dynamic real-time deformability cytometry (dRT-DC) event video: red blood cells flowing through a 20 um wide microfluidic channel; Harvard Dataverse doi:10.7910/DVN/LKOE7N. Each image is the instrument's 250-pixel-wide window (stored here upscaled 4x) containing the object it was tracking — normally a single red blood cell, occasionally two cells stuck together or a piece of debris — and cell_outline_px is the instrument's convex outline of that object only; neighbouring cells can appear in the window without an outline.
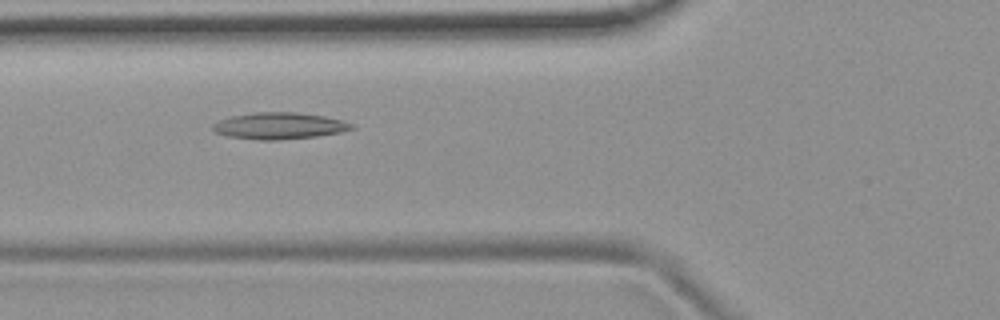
{"species": "common noctule bat (a hibernating species)", "species_latin": "Nyctalus noctula", "temperature_condition": "room temperature", "stored_images_in_passage": 54, "camera_frame_rate_fps": 3000, "um_per_image_px": 0.085, "animal": {"sex": "female", "body_mass_g": 19.9}, "frame": {"image": 1, "passage_image": 20, "time_ms": 6.333, "image_size_px": [1000, 320], "cell_outline_px": [[356, 128], [340, 132], [316, 136], [272, 140], [260, 140], [228, 136], [216, 132], [212, 128], [212, 124], [220, 120], [232, 116], [256, 112], [296, 112], [324, 116], [340, 120], [352, 124]], "centroid_in_image_um": [23.73, 10.69], "position_along_channel_um": 102.1, "area_um2": 21.21}}
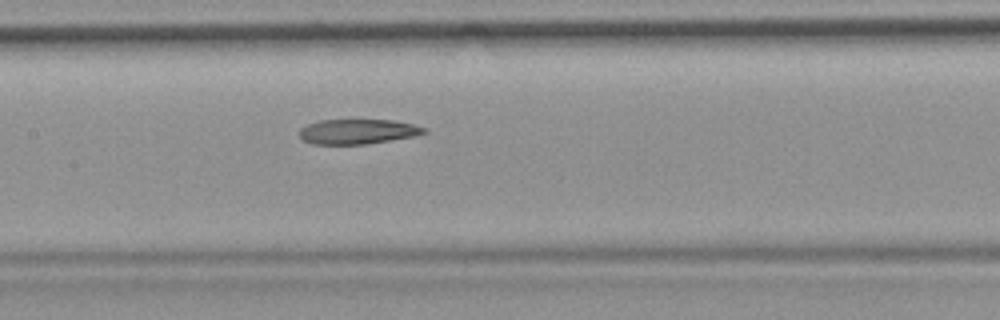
{"frame": {"image": 2, "passage_image": 26, "time_ms": 8.333, "image_size_px": [1000, 320], "cell_outline_px": [[428, 132], [416, 136], [364, 144], [312, 144], [304, 140], [300, 136], [300, 128], [308, 124], [320, 120], [392, 120], [412, 124], [428, 128]], "centroid_in_image_um": [30.44, 11.18], "position_along_channel_um": 177.0, "area_um2": 18.03}}
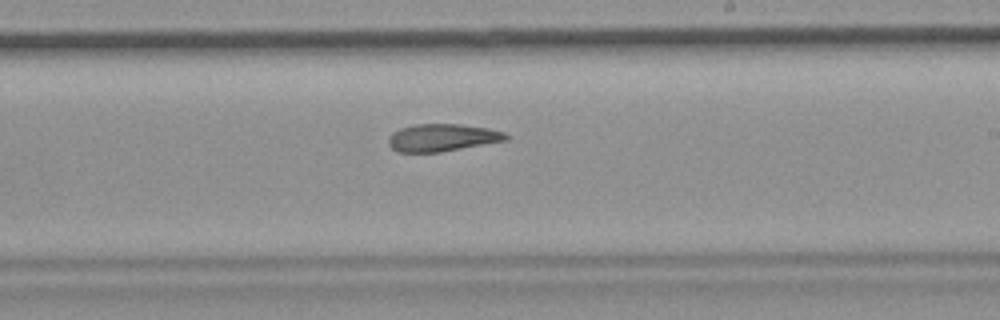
{"frame": {"image": 3, "passage_image": 32, "time_ms": 10.333, "image_size_px": [1000, 320], "cell_outline_px": [[508, 140], [440, 152], [400, 152], [392, 148], [388, 144], [388, 136], [392, 132], [400, 128], [412, 124], [460, 124], [488, 128], [504, 132], [508, 136]], "centroid_in_image_um": [37.56, 11.69], "position_along_channel_um": 251.4, "area_um2": 18.84}, "authors_computed_cell_mechanics": {"area_um2": 20.808, "velocity_mm_per_s": 3.7482, "shape_relaxation_time_tau1_ms": null, "shape_relaxation_time_tau2_ms": 3.6269, "deformation_change_tau1": null, "deformation_change_tau2": 0.1252}}